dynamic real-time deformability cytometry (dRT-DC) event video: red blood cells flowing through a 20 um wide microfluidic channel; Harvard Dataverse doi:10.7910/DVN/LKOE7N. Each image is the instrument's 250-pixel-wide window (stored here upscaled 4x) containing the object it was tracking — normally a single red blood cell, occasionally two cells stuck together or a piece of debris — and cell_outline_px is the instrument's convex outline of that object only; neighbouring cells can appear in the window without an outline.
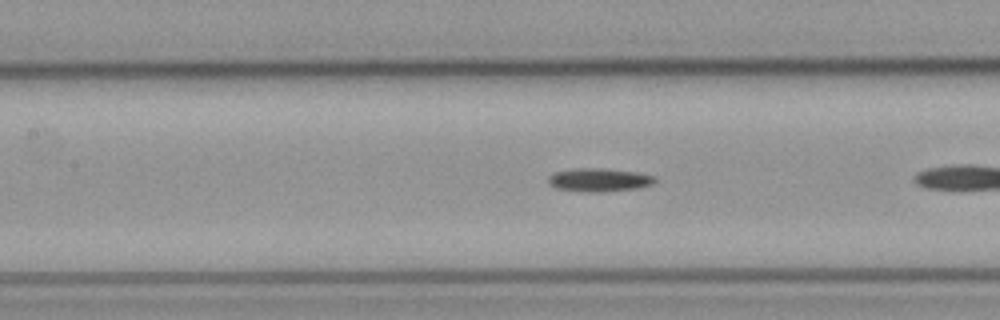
{"species": "common noctule bat (a hibernating species)", "species_latin": "Nyctalus noctula", "temperature_condition": "cold", "stored_images_in_passage": 28, "camera_frame_rate_fps": 3000, "um_per_image_px": 0.085, "animal": {"sex": "male", "body_mass_g": 23.1, "forearm_length_mm": 52.7}, "frame": {"image": 1, "passage_image": 9, "time_ms": 2.667, "image_size_px": [1000, 320], "cell_outline_px": [[656, 180], [652, 184], [640, 188], [600, 192], [584, 192], [556, 188], [548, 180], [548, 176], [556, 172], [576, 168], [600, 168], [636, 172], [656, 176]], "centroid_in_image_um": [50.96, 15.29], "position_along_channel_um": 156.4, "area_um2": 14.45}}